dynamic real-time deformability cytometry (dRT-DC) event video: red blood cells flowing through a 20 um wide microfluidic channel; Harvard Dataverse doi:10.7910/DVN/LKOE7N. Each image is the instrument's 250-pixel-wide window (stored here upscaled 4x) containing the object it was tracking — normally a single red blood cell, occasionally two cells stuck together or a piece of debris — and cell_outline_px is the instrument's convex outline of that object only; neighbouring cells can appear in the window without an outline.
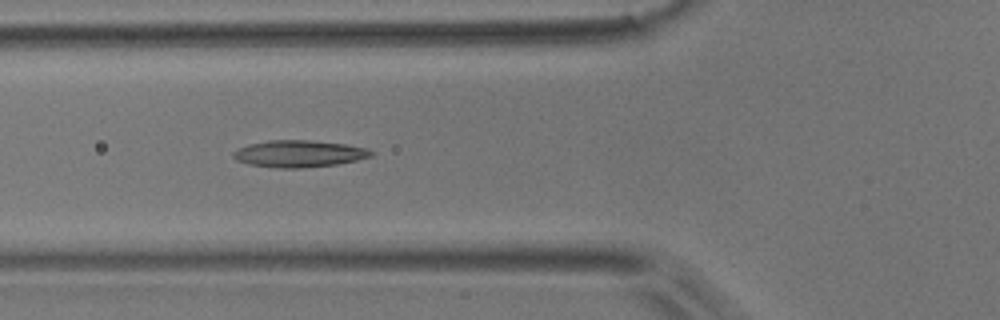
{"species": "common noctule bat (a hibernating species)", "species_latin": "Nyctalus noctula", "temperature_condition": "room temperature", "stored_images_in_passage": 12, "camera_frame_rate_fps": 3000, "um_per_image_px": 0.085, "animal": {"sex": "male", "body_mass_g": 17.9}, "frame": {"image": 1, "passage_image": 4, "time_ms": 1.0, "image_size_px": [1000, 320], "cell_outline_px": [[376, 152], [372, 156], [356, 160], [336, 164], [300, 168], [276, 168], [248, 164], [236, 160], [232, 156], [232, 152], [248, 144], [268, 140], [308, 140], [344, 144], [368, 148]], "centroid_in_image_um": [25.41, 13.06], "position_along_channel_um": 100.4, "area_um2": 21.62}}
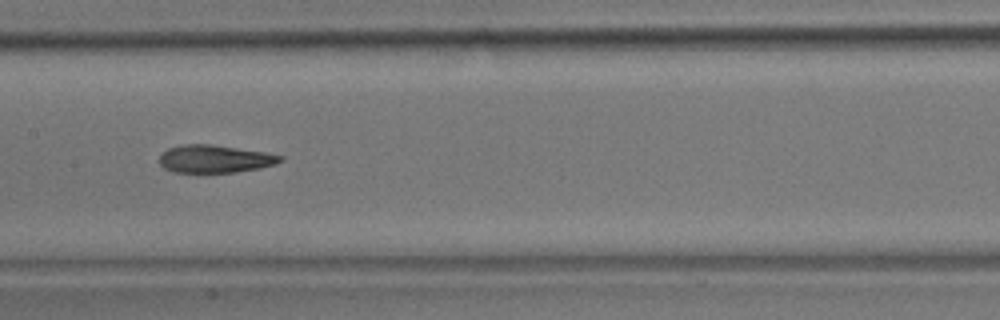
{"frame": {"image": 2, "passage_image": 6, "time_ms": 1.667, "image_size_px": [1000, 320], "cell_outline_px": [[284, 160], [276, 164], [260, 168], [232, 172], [172, 172], [164, 168], [160, 164], [160, 156], [168, 148], [184, 144], [208, 144], [264, 152], [284, 156]], "centroid_in_image_um": [18.27, 13.51], "position_along_channel_um": 189.1, "area_um2": 19.36}}
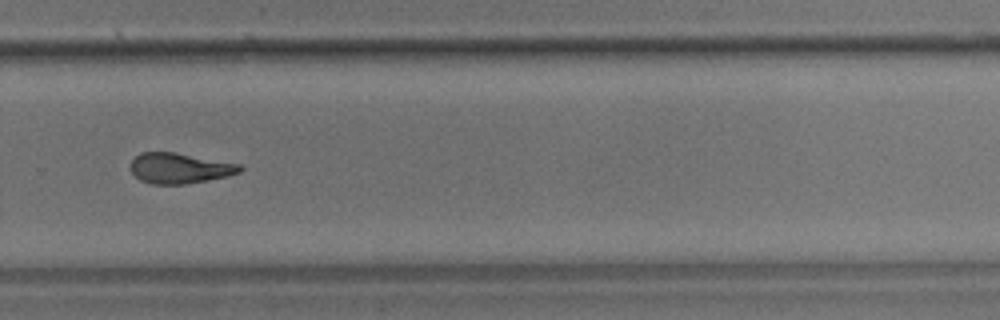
{"frame": {"image": 3, "passage_image": 9, "time_ms": 2.667, "image_size_px": [1000, 320], "cell_outline_px": [[244, 168], [240, 172], [228, 176], [208, 180], [184, 184], [152, 184], [140, 180], [128, 168], [132, 160], [140, 152], [176, 152], [240, 164]], "centroid_in_image_um": [15.26, 14.29], "position_along_channel_um": 314.5, "area_um2": 19.54}}